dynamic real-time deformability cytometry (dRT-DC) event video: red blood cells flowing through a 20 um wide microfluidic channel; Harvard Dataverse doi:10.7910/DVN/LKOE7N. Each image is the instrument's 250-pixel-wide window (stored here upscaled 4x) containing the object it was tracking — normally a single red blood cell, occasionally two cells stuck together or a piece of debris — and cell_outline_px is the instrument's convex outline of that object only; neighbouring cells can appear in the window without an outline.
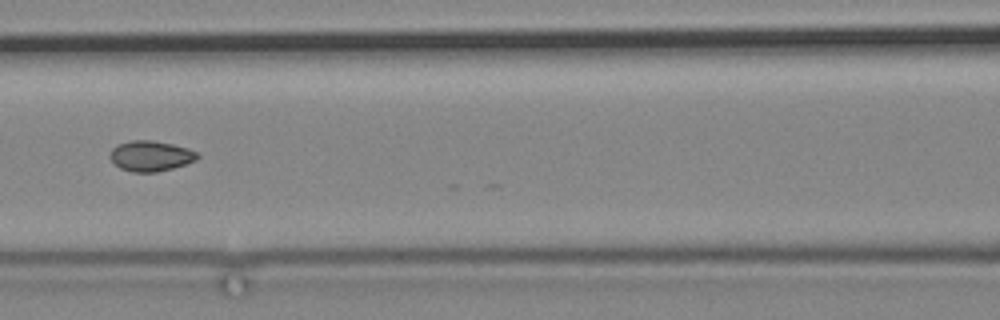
{"species": "common noctule bat (a hibernating species)", "species_latin": "Nyctalus noctula", "temperature_condition": "cold", "stored_images_in_passage": 4, "camera_frame_rate_fps": 3000, "um_per_image_px": 0.085, "animal": {"sex": "male", "body_mass_g": 19.2, "forearm_length_mm": 51.8}, "frame": {"image": 1, "passage_image": 3, "time_ms": 2.333, "image_size_px": [1000, 320], "cell_outline_px": [[200, 156], [196, 160], [172, 168], [156, 172], [132, 172], [120, 168], [108, 156], [112, 148], [120, 144], [132, 140], [152, 140], [172, 144], [188, 148], [196, 152]], "centroid_in_image_um": [12.8, 13.25], "position_along_channel_um": 153.8, "area_um2": 15.37}}
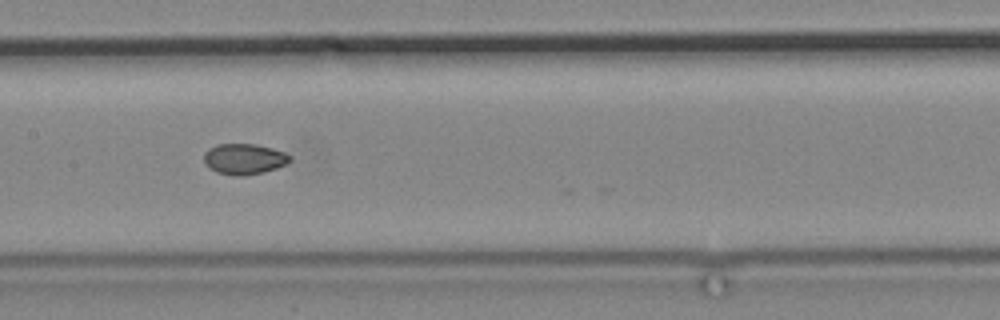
{"frame": {"image": 2, "passage_image": 4, "time_ms": 3.333, "image_size_px": [1000, 320], "cell_outline_px": [[292, 160], [276, 168], [264, 172], [244, 176], [236, 176], [216, 172], [208, 168], [204, 164], [204, 152], [208, 148], [216, 144], [256, 144], [272, 148], [284, 152], [292, 156]], "centroid_in_image_um": [20.72, 13.51], "position_along_channel_um": 186.7, "area_um2": 15.61}}